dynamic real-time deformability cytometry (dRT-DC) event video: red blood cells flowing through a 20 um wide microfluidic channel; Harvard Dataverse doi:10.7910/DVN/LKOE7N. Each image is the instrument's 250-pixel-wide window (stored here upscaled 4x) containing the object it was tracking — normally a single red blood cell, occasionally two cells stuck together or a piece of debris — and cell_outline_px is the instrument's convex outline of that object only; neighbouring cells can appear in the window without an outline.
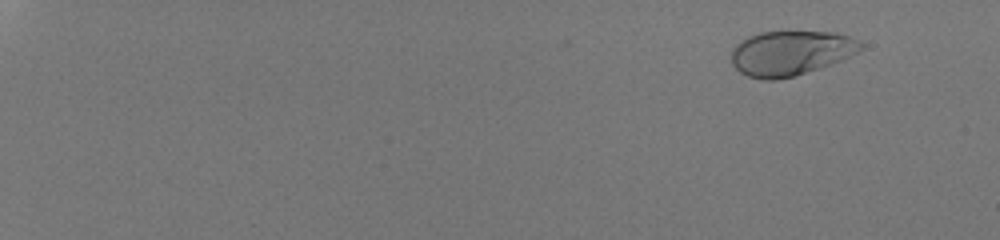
{"species": "human", "species_latin": "Homo sapiens", "temperature_condition": "room temperature", "stored_images_in_passage": 56, "camera_frame_rate_fps": 3000, "um_per_image_px": 0.085, "donor": {"sex": "male"}, "frame": {"image": 1, "passage_image": 7, "time_ms": 2.0, "image_size_px": [1000, 240], "cell_outline_px": [[864, 48], [840, 60], [792, 76], [776, 80], [764, 80], [748, 76], [740, 72], [732, 64], [732, 48], [740, 40], [748, 36], [760, 32], [836, 32], [860, 40], [864, 44]], "centroid_in_image_um": [67.18, 4.49], "position_along_channel_um": 17.8, "area_um2": 33.41}}
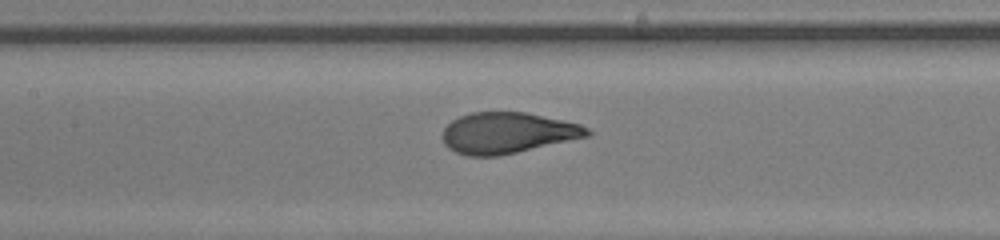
{"frame": {"image": 2, "passage_image": 33, "time_ms": 10.667, "image_size_px": [1000, 240], "cell_outline_px": [[592, 136], [500, 156], [468, 156], [456, 152], [448, 148], [444, 144], [444, 128], [452, 120], [460, 116], [472, 112], [524, 112], [580, 124], [588, 128], [592, 132]], "centroid_in_image_um": [43.17, 11.31], "position_along_channel_um": 164.2, "area_um2": 34.62}}
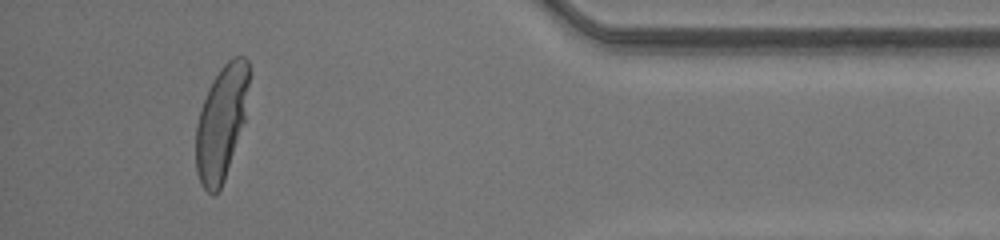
{"frame": {"image": 3, "passage_image": 53, "time_ms": 17.333, "image_size_px": [1000, 240], "cell_outline_px": [[252, 72], [244, 120], [224, 180], [220, 188], [212, 196], [200, 184], [196, 172], [196, 124], [208, 88], [224, 64], [232, 56], [244, 56], [248, 60], [252, 68]], "centroid_in_image_um": [18.84, 10.37], "position_along_channel_um": 416.4, "area_um2": 35.43}, "authors_computed_cell_mechanics": {"area_um2": 34.7378, "velocity_mm_per_s": 4.2369, "shape_relaxation_time_tau1_ms": 3.8477, "shape_relaxation_time_tau2_ms": null, "deformation_change_tau1": 0.2222, "deformation_change_tau2": null}}